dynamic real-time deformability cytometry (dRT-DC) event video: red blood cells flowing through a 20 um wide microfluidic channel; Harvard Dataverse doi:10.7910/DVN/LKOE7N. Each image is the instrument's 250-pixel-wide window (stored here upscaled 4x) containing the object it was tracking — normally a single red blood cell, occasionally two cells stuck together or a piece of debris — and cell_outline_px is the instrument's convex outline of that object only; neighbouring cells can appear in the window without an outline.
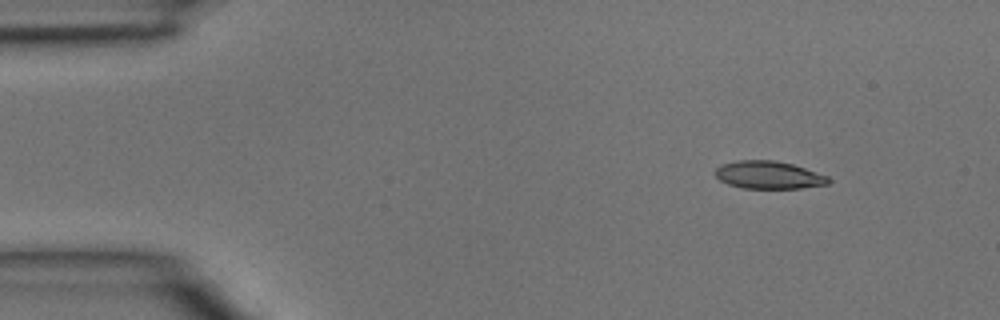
{"species": "common noctule bat (a hibernating species)", "species_latin": "Nyctalus noctula", "temperature_condition": "room temperature", "stored_images_in_passage": 3, "camera_frame_rate_fps": 3000, "um_per_image_px": 0.085, "animal": {"sex": "male", "body_mass_g": 15.6}, "frame": {"image": 1, "passage_image": 1, "time_ms": 0.0, "image_size_px": [1000, 320], "cell_outline_px": [[832, 180], [828, 184], [800, 188], [744, 188], [728, 184], [720, 180], [712, 172], [720, 164], [736, 160], [776, 160], [792, 164], [828, 176]], "centroid_in_image_um": [65.3, 14.86], "position_along_channel_um": 19.7, "area_um2": 18.38}}
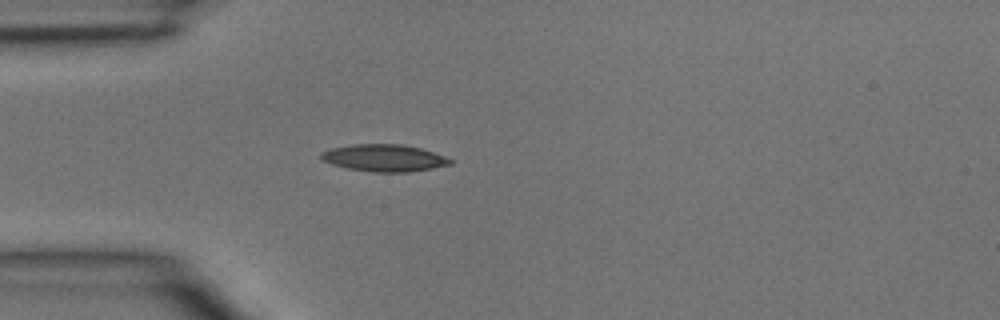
{"frame": {"image": 2, "passage_image": 3, "time_ms": 0.667, "image_size_px": [1000, 320], "cell_outline_px": [[452, 164], [432, 168], [408, 172], [372, 172], [348, 168], [332, 164], [320, 160], [320, 152], [332, 148], [352, 144], [400, 144], [420, 148], [444, 156], [452, 160]], "centroid_in_image_um": [32.61, 13.42], "position_along_channel_um": 52.4, "area_um2": 20.29}}